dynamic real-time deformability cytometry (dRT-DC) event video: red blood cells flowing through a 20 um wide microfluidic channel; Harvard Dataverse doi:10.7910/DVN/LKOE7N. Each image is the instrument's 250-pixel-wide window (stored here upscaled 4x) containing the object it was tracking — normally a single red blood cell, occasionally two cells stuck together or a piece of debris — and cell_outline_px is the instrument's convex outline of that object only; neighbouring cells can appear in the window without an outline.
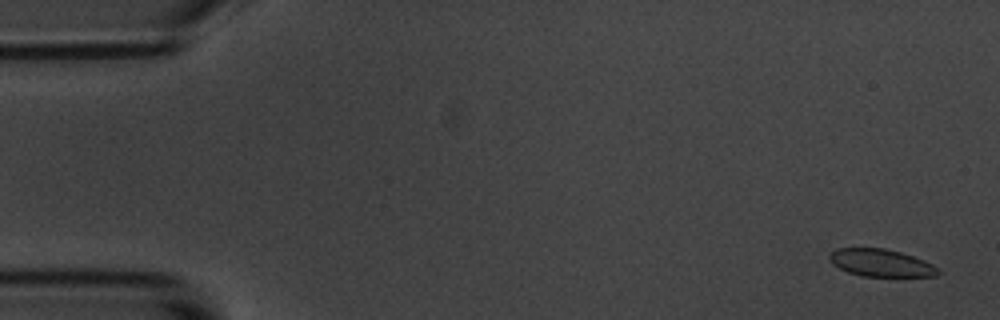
{"species": "common noctule bat (a hibernating species)", "species_latin": "Nyctalus noctula", "temperature_condition": "room temperature", "stored_images_in_passage": 56, "camera_frame_rate_fps": 3000, "um_per_image_px": 0.085, "animal": {"sex": "male", "body_mass_g": 20.1, "forearm_length_mm": 53.5}, "frame": {"image": 1, "passage_image": 2, "time_ms": 0.333, "image_size_px": [1000, 320], "cell_outline_px": [[940, 272], [936, 276], [860, 276], [848, 272], [832, 264], [828, 260], [828, 256], [836, 248], [884, 248], [900, 252], [924, 260], [932, 264]], "centroid_in_image_um": [74.84, 22.34], "position_along_channel_um": 10.2, "area_um2": 17.28}}
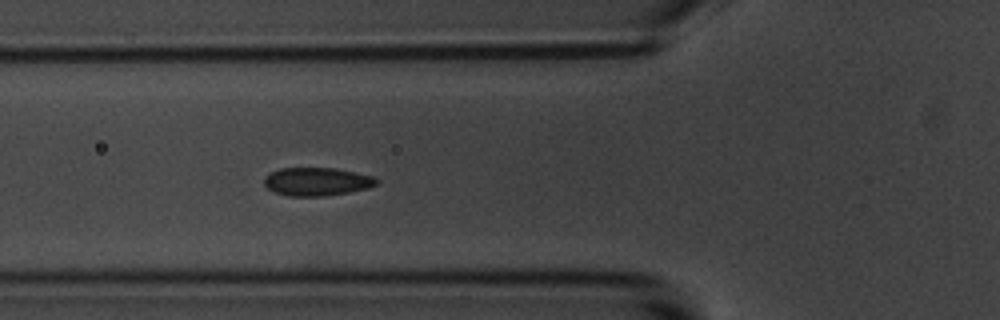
{"frame": {"image": 2, "passage_image": 20, "time_ms": 6.333, "image_size_px": [1000, 320], "cell_outline_px": [[380, 184], [368, 188], [348, 192], [324, 196], [288, 196], [276, 192], [268, 188], [264, 184], [264, 176], [280, 168], [336, 168], [372, 176], [380, 180]], "centroid_in_image_um": [26.96, 15.43], "position_along_channel_um": 98.8, "area_um2": 18.5}}
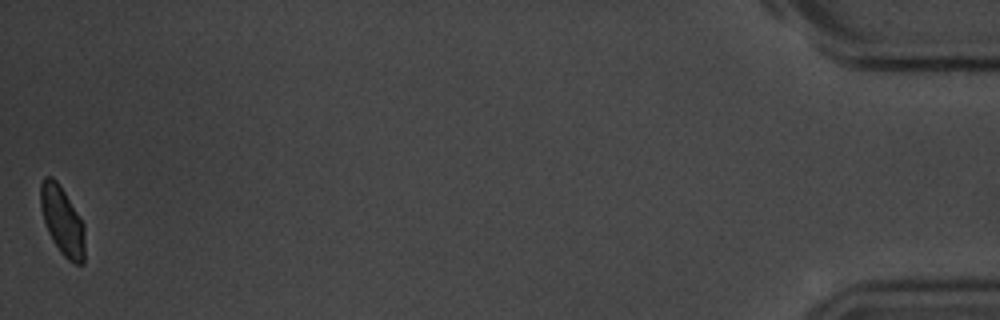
{"frame": {"image": 3, "passage_image": 56, "time_ms": 18.333, "image_size_px": [1000, 320], "cell_outline_px": [[84, 264], [76, 264], [68, 260], [60, 252], [52, 240], [48, 232], [40, 208], [40, 184], [44, 176], [52, 176], [56, 180], [64, 192], [84, 224]], "centroid_in_image_um": [5.28, 18.77], "position_along_channel_um": 429.9, "area_um2": 17.63}, "authors_computed_cell_mechanics": {"area_um2": 18.496, "velocity_mm_per_s": 3.5597, "shape_relaxation_time_tau1_ms": 3.3418, "shape_relaxation_time_tau2_ms": null, "deformation_change_tau1": 0.0799, "deformation_change_tau2": null}}